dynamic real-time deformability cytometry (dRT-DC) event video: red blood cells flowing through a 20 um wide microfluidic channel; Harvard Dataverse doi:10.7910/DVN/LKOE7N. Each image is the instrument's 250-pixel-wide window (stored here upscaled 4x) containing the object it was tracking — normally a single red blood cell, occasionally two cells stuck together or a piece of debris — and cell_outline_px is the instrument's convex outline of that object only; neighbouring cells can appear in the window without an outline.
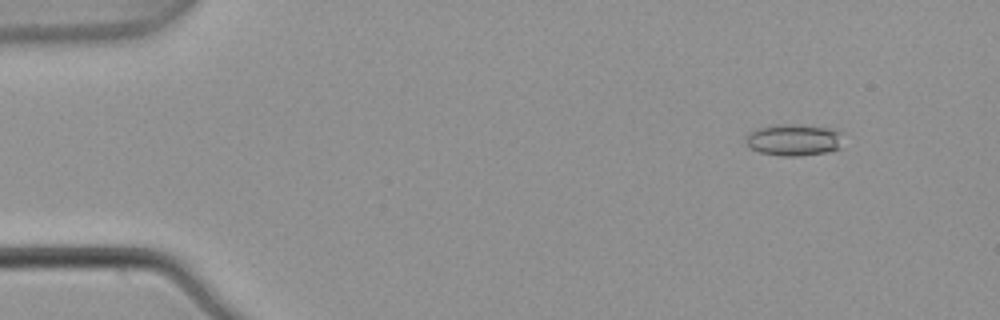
{"species": "common noctule bat (a hibernating species)", "species_latin": "Nyctalus noctula", "temperature_condition": "warm", "stored_images_in_passage": 8, "camera_frame_rate_fps": 3000, "um_per_image_px": 0.085, "animal": {"sex": "male", "body_mass_g": 21.5, "forearm_length_mm": 52.0}, "frame": {"image": 1, "passage_image": 1, "time_ms": 0.0, "image_size_px": [1000, 320], "cell_outline_px": [[840, 148], [828, 152], [800, 156], [780, 156], [760, 152], [752, 148], [744, 140], [748, 132], [756, 128], [776, 124], [784, 124], [836, 128], [840, 132]], "centroid_in_image_um": [67.45, 11.89], "position_along_channel_um": 17.5, "area_um2": 18.03}}
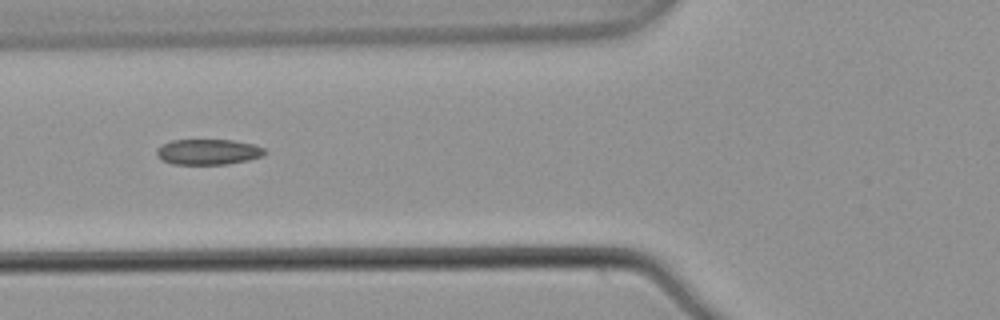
{"frame": {"image": 2, "passage_image": 5, "time_ms": 1.333, "image_size_px": [1000, 320], "cell_outline_px": [[268, 152], [260, 156], [248, 160], [224, 164], [172, 164], [164, 160], [156, 152], [156, 148], [160, 144], [172, 140], [232, 140], [252, 144], [264, 148]], "centroid_in_image_um": [17.68, 12.9], "position_along_channel_um": 108.1, "area_um2": 15.95}}
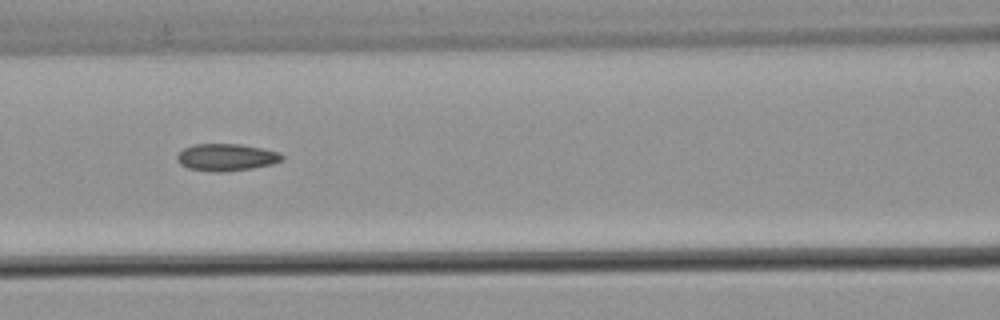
{"frame": {"image": 3, "passage_image": 6, "time_ms": 1.667, "image_size_px": [1000, 320], "cell_outline_px": [[284, 160], [272, 164], [252, 168], [220, 172], [212, 172], [188, 168], [180, 164], [176, 160], [176, 156], [184, 148], [192, 144], [240, 144], [260, 148], [276, 152], [284, 156]], "centroid_in_image_um": [19.2, 13.37], "position_along_channel_um": 147.4, "area_um2": 16.53}}